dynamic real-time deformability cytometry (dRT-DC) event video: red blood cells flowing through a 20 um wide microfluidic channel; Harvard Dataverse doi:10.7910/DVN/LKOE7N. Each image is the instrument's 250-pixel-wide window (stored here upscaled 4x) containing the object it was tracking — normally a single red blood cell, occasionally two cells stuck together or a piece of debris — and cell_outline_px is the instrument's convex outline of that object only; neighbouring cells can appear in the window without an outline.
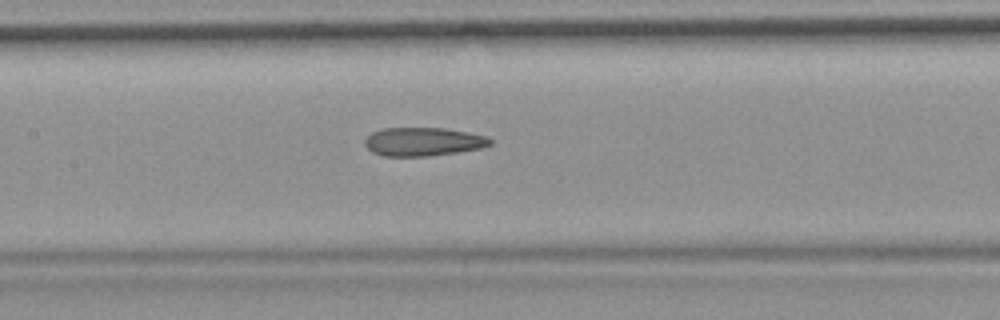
{"species": "common noctule bat (a hibernating species)", "species_latin": "Nyctalus noctula", "temperature_condition": "room temperature", "stored_images_in_passage": 50, "camera_frame_rate_fps": 3000, "um_per_image_px": 0.085, "animal": {"sex": "female", "body_mass_g": 19.9}, "frame": {"image": 1, "passage_image": 22, "time_ms": 7.0, "image_size_px": [1000, 320], "cell_outline_px": [[492, 144], [480, 148], [456, 152], [428, 156], [384, 156], [372, 152], [364, 144], [364, 140], [372, 132], [384, 128], [444, 128], [468, 132], [488, 136], [492, 140]], "centroid_in_image_um": [35.97, 12.04], "position_along_channel_um": 171.4, "area_um2": 20.81}, "authors_computed_cell_mechanics": {"area_um2": 21.5305, "velocity_mm_per_s": 3.7169, "shape_relaxation_time_tau1_ms": null, "shape_relaxation_time_tau2_ms": 4.563, "deformation_change_tau1": null, "deformation_change_tau2": 0.1591}}